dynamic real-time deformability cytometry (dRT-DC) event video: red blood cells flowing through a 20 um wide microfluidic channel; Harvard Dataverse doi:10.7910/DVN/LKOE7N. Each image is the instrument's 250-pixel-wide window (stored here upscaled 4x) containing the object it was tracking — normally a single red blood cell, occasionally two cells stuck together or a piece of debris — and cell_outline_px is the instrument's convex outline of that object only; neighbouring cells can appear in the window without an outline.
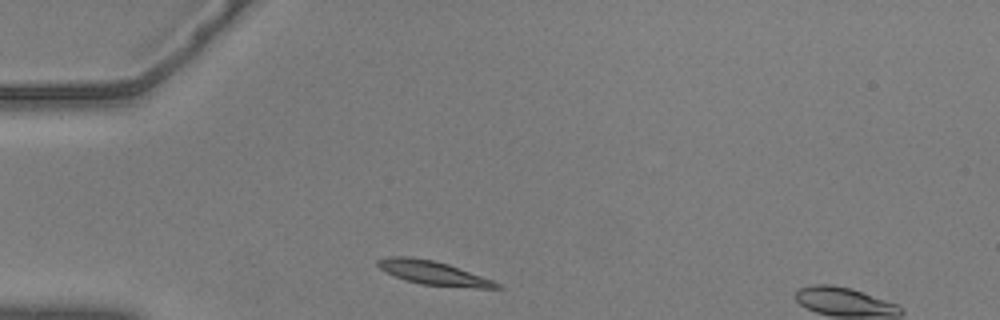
{"species": "common noctule bat (a hibernating species)", "species_latin": "Nyctalus noctula", "temperature_condition": "warm", "stored_images_in_passage": 4, "camera_frame_rate_fps": 3000, "um_per_image_px": 0.085, "animal": {"sex": "male", "body_mass_g": 20.5, "forearm_length_mm": 52.5}, "frame": {"image": 1, "passage_image": 1, "time_ms": 0.0, "image_size_px": [1000, 320], "cell_outline_px": [[504, 288], [476, 288], [424, 284], [404, 280], [384, 272], [376, 264], [376, 260], [388, 256], [412, 256], [432, 260], [448, 264], [492, 280], [500, 284]], "centroid_in_image_um": [36.77, 23.18], "position_along_channel_um": 48.2, "area_um2": 16.47}}